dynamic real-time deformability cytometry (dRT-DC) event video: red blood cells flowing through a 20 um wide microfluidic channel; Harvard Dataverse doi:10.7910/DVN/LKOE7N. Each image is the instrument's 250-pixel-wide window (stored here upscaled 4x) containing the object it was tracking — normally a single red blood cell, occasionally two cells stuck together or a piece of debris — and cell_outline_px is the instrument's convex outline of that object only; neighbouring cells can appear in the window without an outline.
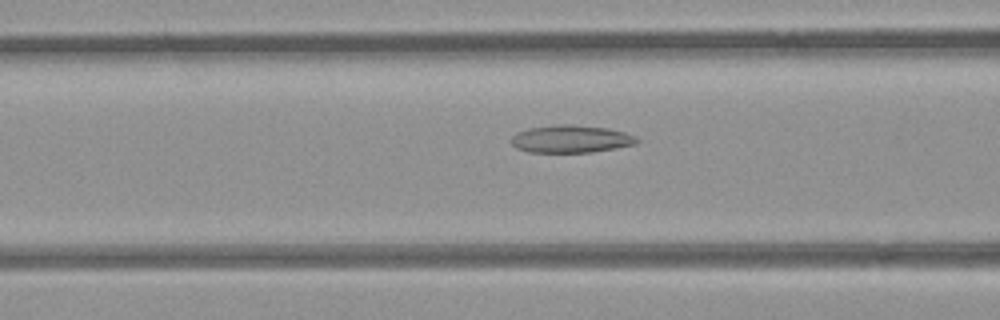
{"species": "common noctule bat (a hibernating species)", "species_latin": "Nyctalus noctula", "temperature_condition": "room temperature", "stored_images_in_passage": 47, "camera_frame_rate_fps": 3000, "um_per_image_px": 0.085, "animal": {"sex": "female", "body_mass_g": 21.9}, "frame": {"image": 1, "passage_image": 15, "time_ms": 4.667, "image_size_px": [1000, 320], "cell_outline_px": [[640, 140], [636, 144], [616, 148], [592, 152], [528, 152], [516, 148], [512, 144], [512, 136], [516, 132], [528, 128], [556, 124], [572, 124], [608, 128], [624, 132], [636, 136]], "centroid_in_image_um": [48.53, 11.8], "position_along_channel_um": 118.1, "area_um2": 20.35}}
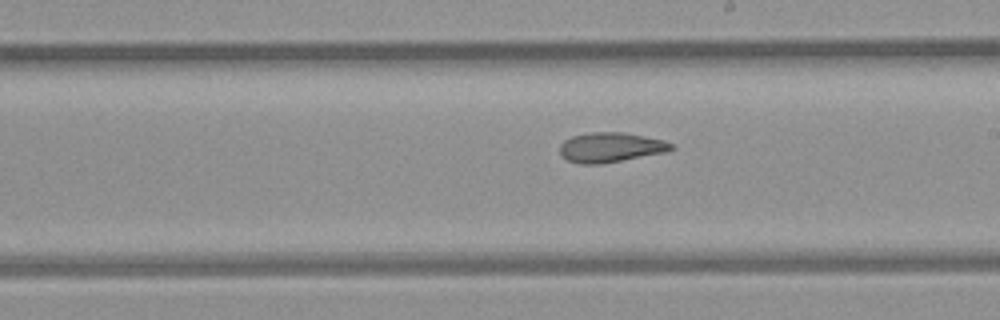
{"frame": {"image": 2, "passage_image": 24, "time_ms": 7.667, "image_size_px": [1000, 320], "cell_outline_px": [[676, 148], [664, 152], [600, 164], [580, 164], [568, 160], [560, 156], [560, 144], [564, 140], [572, 136], [588, 132], [624, 132], [664, 140], [672, 144]], "centroid_in_image_um": [51.86, 12.51], "position_along_channel_um": 237.1, "area_um2": 19.31}}
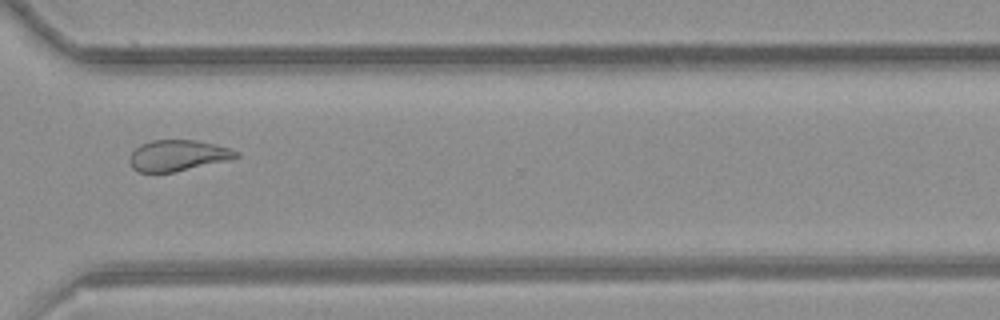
{"frame": {"image": 3, "passage_image": 33, "time_ms": 10.667, "image_size_px": [1000, 320], "cell_outline_px": [[240, 156], [228, 160], [172, 172], [136, 172], [132, 168], [128, 160], [132, 152], [140, 144], [152, 140], [196, 140], [228, 148], [240, 152]], "centroid_in_image_um": [15.07, 13.21], "position_along_channel_um": 355.5, "area_um2": 19.07}, "authors_computed_cell_mechanics": {"area_um2": 20.6924, "velocity_mm_per_s": 3.9627, "shape_relaxation_time_tau1_ms": null, "shape_relaxation_time_tau2_ms": 3.35, "deformation_change_tau1": null, "deformation_change_tau2": 0.109}}